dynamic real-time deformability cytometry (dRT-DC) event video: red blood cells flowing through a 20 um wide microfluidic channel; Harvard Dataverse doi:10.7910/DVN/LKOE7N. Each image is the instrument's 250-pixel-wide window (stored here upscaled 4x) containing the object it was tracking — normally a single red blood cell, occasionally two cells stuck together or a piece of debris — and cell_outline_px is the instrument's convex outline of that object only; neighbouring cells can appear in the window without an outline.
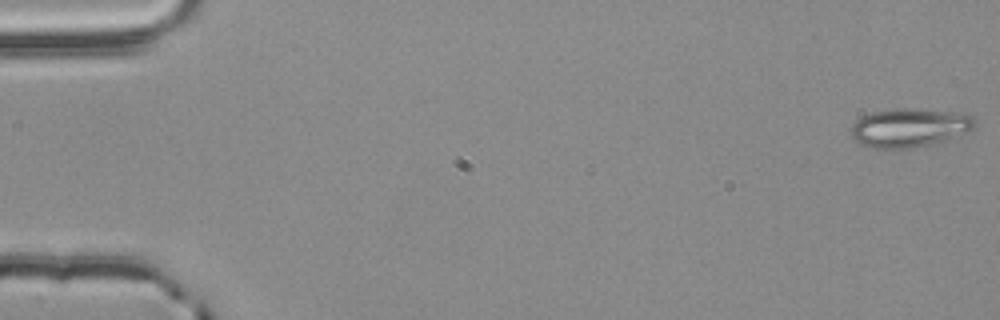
{"species": "common noctule bat (a hibernating species)", "species_latin": "Nyctalus noctula", "temperature_condition": "room temperature", "stored_images_in_passage": 55, "camera_frame_rate_fps": 3000, "um_per_image_px": 0.085, "animal": {"sex": "male", "body_mass_g": 20.4}, "frame": {"image": 1, "passage_image": 1, "time_ms": 0.0, "image_size_px": [1000, 320], "cell_outline_px": [[976, 124], [972, 128], [964, 132], [944, 140], [912, 148], [868, 148], [860, 144], [852, 136], [852, 124], [856, 120], [872, 112], [900, 108], [908, 108], [964, 112], [972, 116], [976, 120]], "centroid_in_image_um": [77.3, 10.84], "position_along_channel_um": 7.7, "area_um2": 27.74}}
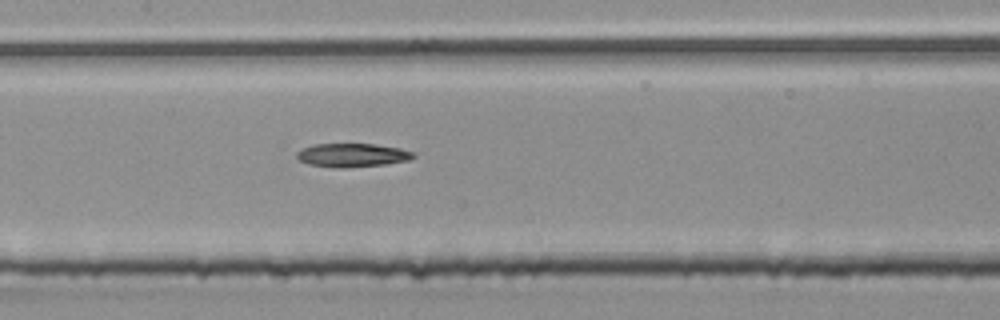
{"frame": {"image": 2, "passage_image": 27, "time_ms": 8.667, "image_size_px": [1000, 320], "cell_outline_px": [[416, 156], [408, 160], [384, 164], [344, 168], [332, 168], [308, 164], [300, 160], [296, 156], [296, 152], [300, 148], [316, 144], [376, 144], [400, 148], [412, 152]], "centroid_in_image_um": [29.9, 13.19], "position_along_channel_um": 177.5, "area_um2": 16.07}}
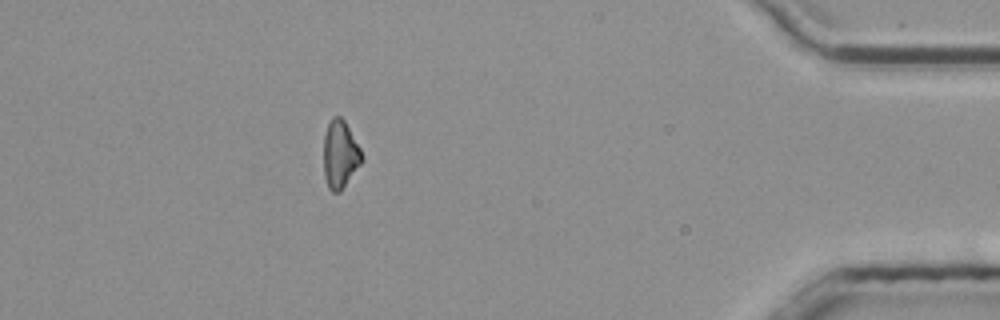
{"frame": {"image": 3, "passage_image": 49, "time_ms": 16.0, "image_size_px": [1000, 320], "cell_outline_px": [[360, 164], [340, 192], [332, 192], [328, 188], [324, 176], [324, 136], [328, 124], [332, 116], [340, 116], [344, 120], [360, 148]], "centroid_in_image_um": [28.87, 13.12], "position_along_channel_um": 406.3, "area_um2": 14.74}}